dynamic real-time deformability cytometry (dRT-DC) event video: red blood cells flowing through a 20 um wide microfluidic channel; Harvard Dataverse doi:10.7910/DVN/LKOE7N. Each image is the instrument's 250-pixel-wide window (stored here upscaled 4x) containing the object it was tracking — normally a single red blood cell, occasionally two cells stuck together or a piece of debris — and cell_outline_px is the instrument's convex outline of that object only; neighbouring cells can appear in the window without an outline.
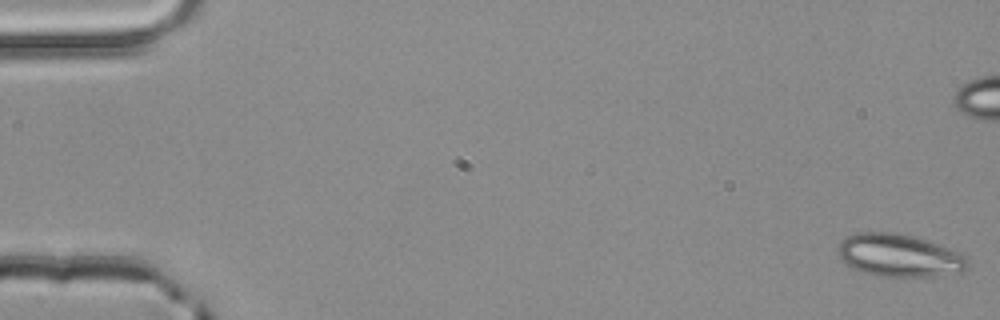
{"species": "common noctule bat (a hibernating species)", "species_latin": "Nyctalus noctula", "temperature_condition": "room temperature", "stored_images_in_passage": 13, "camera_frame_rate_fps": 3000, "um_per_image_px": 0.085, "animal": {"sex": "male", "body_mass_g": 20.4}, "frame": {"image": 1, "passage_image": 1, "time_ms": 0.0, "image_size_px": [1000, 320], "cell_outline_px": [[968, 268], [960, 272], [912, 280], [876, 276], [852, 268], [844, 264], [836, 252], [836, 248], [848, 236], [856, 232], [900, 232], [916, 236], [948, 248], [968, 256]], "centroid_in_image_um": [76.44, 21.75], "position_along_channel_um": 8.6, "area_um2": 33.41}}